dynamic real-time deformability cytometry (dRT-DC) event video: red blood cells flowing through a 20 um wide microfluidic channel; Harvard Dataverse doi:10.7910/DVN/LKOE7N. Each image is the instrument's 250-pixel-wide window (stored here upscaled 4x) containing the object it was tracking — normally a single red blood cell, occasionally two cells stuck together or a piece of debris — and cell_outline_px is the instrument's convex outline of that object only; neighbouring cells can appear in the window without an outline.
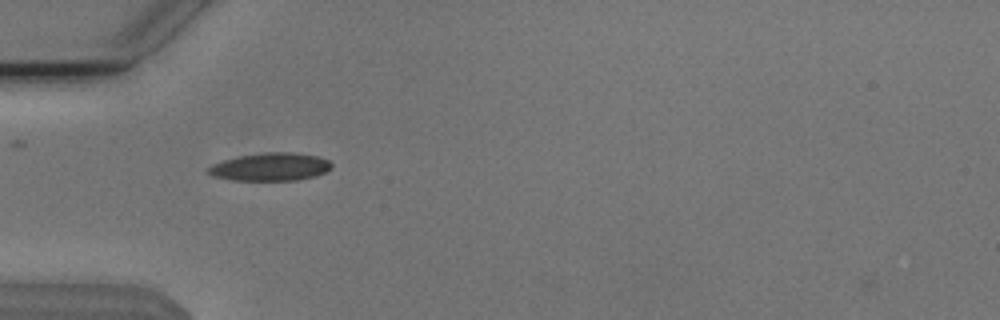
{"species": "Egyptian fruit bat (a non-hibernating species)", "species_latin": "Rousettus aegyptiacus", "temperature_condition": "cold", "stored_images_in_passage": 40, "camera_frame_rate_fps": 3000, "um_per_image_px": 0.085, "animal": {"sex": "male"}, "frame": {"image": 1, "passage_image": 3, "time_ms": 0.667, "image_size_px": [1000, 320], "cell_outline_px": [[332, 168], [316, 176], [296, 180], [232, 180], [212, 176], [208, 172], [208, 168], [212, 164], [224, 160], [240, 156], [268, 152], [292, 152], [320, 156], [328, 160], [332, 164]], "centroid_in_image_um": [23.01, 14.18], "position_along_channel_um": 62.0, "area_um2": 20.0}}
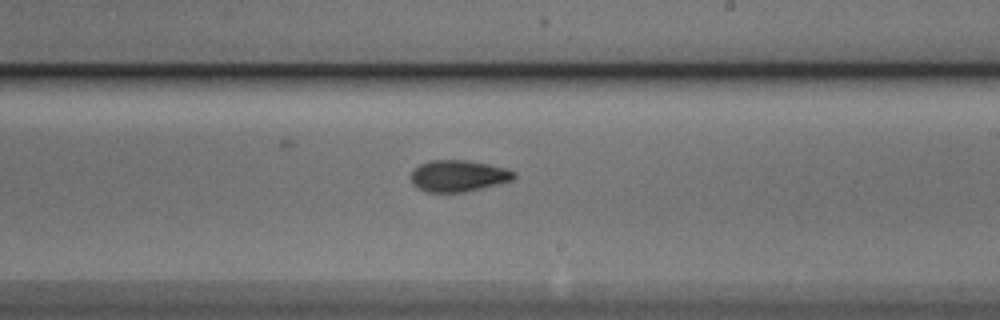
{"frame": {"image": 2, "passage_image": 18, "time_ms": 5.667, "image_size_px": [1000, 320], "cell_outline_px": [[516, 176], [512, 180], [464, 192], [428, 192], [412, 184], [412, 168], [428, 160], [464, 160], [488, 164], [508, 168], [516, 172]], "centroid_in_image_um": [38.95, 14.93], "position_along_channel_um": 250.0, "area_um2": 18.84}}
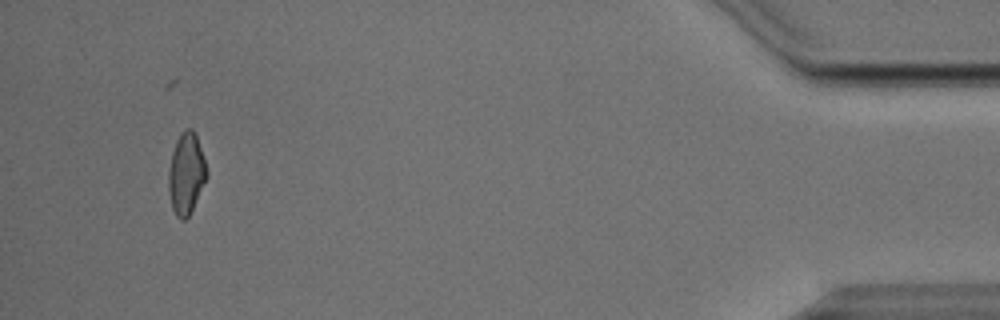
{"frame": {"image": 3, "passage_image": 37, "time_ms": 12.0, "image_size_px": [1000, 320], "cell_outline_px": [[208, 176], [188, 216], [184, 220], [180, 220], [176, 216], [172, 208], [168, 192], [168, 172], [172, 152], [176, 140], [180, 132], [184, 128], [192, 128], [196, 132], [208, 172]], "centroid_in_image_um": [15.82, 14.71], "position_along_channel_um": 419.4, "area_um2": 18.26}, "authors_computed_cell_mechanics": {"area_um2": 18.4671, "velocity_mm_per_s": 3.8189, "shape_relaxation_time_tau1_ms": 2.9542, "shape_relaxation_time_tau2_ms": 3.5888, "deformation_change_tau1": 0.1431, "deformation_change_tau2": 0.1026}}